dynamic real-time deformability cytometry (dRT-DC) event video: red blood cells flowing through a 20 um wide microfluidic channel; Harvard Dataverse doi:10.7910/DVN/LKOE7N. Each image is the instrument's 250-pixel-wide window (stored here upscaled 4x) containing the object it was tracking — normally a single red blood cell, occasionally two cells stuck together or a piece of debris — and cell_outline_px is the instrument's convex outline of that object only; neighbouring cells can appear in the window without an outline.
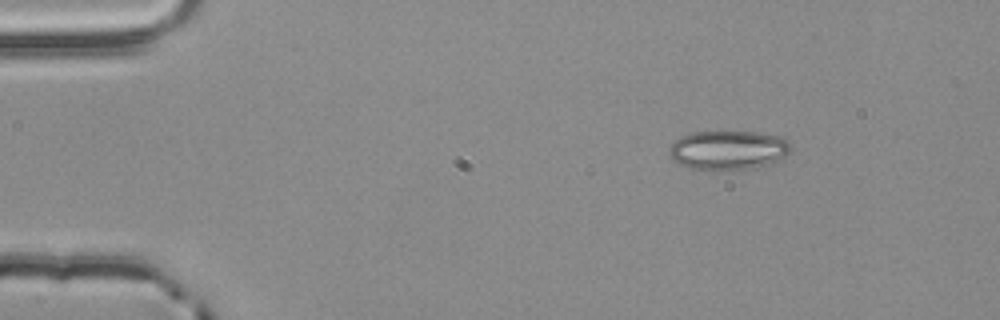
{"species": "common noctule bat (a hibernating species)", "species_latin": "Nyctalus noctula", "temperature_condition": "room temperature", "stored_images_in_passage": 3, "camera_frame_rate_fps": 3000, "um_per_image_px": 0.085, "animal": {"sex": "male", "body_mass_g": 20.4}, "frame": {"image": 1, "passage_image": 1, "time_ms": 0.0, "image_size_px": [1000, 320], "cell_outline_px": [[792, 148], [784, 156], [768, 164], [752, 168], [692, 168], [680, 164], [672, 160], [668, 152], [668, 148], [680, 136], [692, 132], [760, 132], [784, 136], [792, 144]], "centroid_in_image_um": [61.92, 12.71], "position_along_channel_um": 23.1, "area_um2": 27.46}}
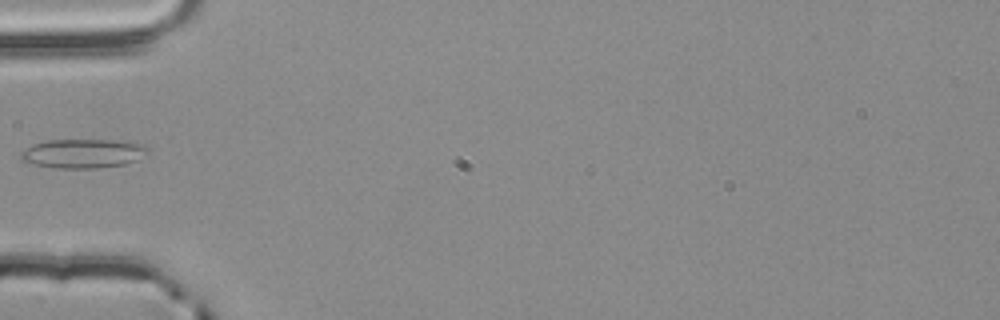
{"frame": {"image": 2, "passage_image": 3, "time_ms": 0.667, "image_size_px": [1000, 320], "cell_outline_px": [[148, 152], [136, 160], [124, 164], [96, 168], [56, 168], [36, 164], [20, 160], [20, 152], [24, 148], [32, 144], [48, 140], [112, 140], [144, 144], [148, 148]], "centroid_in_image_um": [7.01, 13.04], "position_along_channel_um": 78.0, "area_um2": 21.44}}